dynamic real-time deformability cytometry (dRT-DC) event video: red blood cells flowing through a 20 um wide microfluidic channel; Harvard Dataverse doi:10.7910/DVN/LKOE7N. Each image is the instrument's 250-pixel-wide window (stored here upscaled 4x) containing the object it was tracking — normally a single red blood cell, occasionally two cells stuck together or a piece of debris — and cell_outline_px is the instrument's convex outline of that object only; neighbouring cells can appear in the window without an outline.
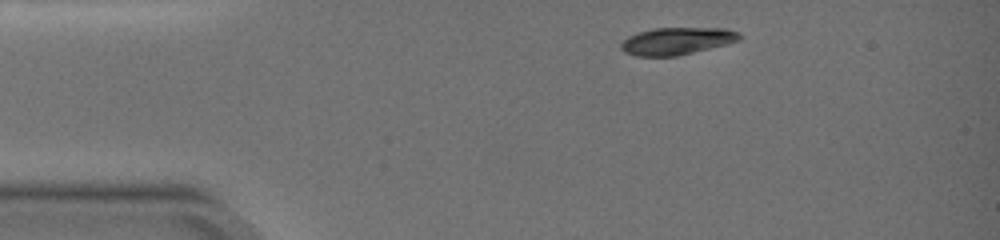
{"species": "common noctule bat (a hibernating species)", "species_latin": "Nyctalus noctula", "temperature_condition": "warm", "stored_images_in_passage": 3, "camera_frame_rate_fps": 3000, "um_per_image_px": 0.085, "animal": {"sex": "female", "body_mass_g": 19.0, "forearm_length_mm": 51.5}, "frame": {"image": 1, "passage_image": 1, "time_ms": 0.0, "image_size_px": [1000, 240], "cell_outline_px": [[744, 36], [740, 40], [728, 44], [676, 56], [636, 56], [624, 52], [620, 48], [620, 44], [628, 36], [636, 32], [652, 28], [724, 28], [740, 32]], "centroid_in_image_um": [57.55, 3.48], "position_along_channel_um": 27.5, "area_um2": 19.07}}
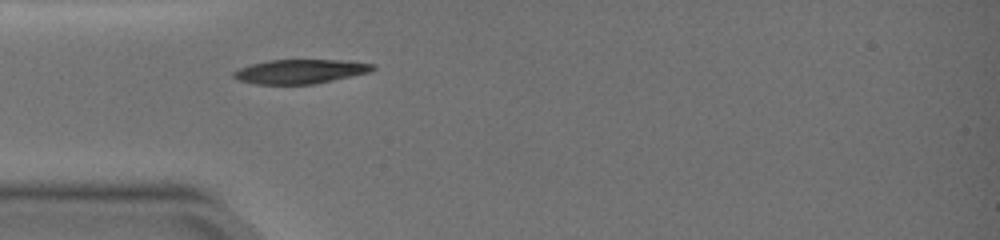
{"frame": {"image": 2, "passage_image": 3, "time_ms": 2.333, "image_size_px": [1000, 240], "cell_outline_px": [[376, 68], [372, 72], [312, 84], [256, 84], [236, 80], [232, 76], [232, 72], [240, 68], [252, 64], [268, 60], [348, 60], [376, 64]], "centroid_in_image_um": [25.55, 6.07], "position_along_channel_um": 59.5, "area_um2": 19.77}}